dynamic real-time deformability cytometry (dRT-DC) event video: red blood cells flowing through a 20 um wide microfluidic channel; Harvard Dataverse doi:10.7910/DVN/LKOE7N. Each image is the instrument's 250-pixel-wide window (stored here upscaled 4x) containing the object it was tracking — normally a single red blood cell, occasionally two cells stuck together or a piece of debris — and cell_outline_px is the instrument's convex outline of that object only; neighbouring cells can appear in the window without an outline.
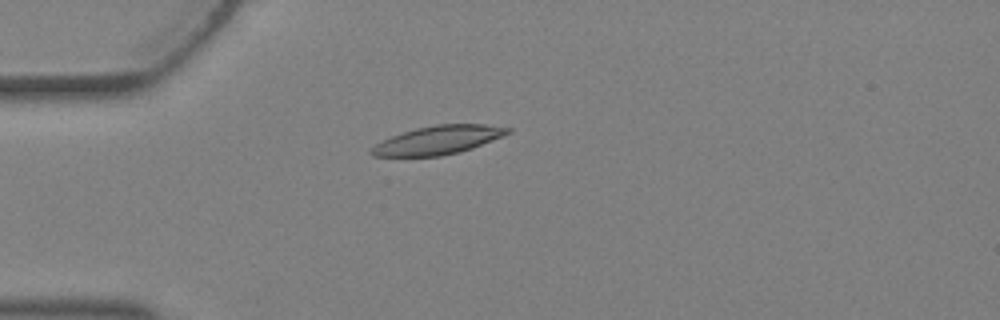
{"species": "Egyptian fruit bat (a non-hibernating species)", "species_latin": "Rousettus aegyptiacus", "temperature_condition": "warm", "stored_images_in_passage": 2, "camera_frame_rate_fps": 3000, "um_per_image_px": 0.085, "animal": {"sex": "female"}, "frame": {"image": 1, "passage_image": 2, "time_ms": 0.333, "image_size_px": [1000, 320], "cell_outline_px": [[512, 132], [504, 136], [472, 148], [460, 152], [440, 156], [372, 156], [368, 152], [376, 144], [392, 136], [416, 128], [436, 124], [484, 124], [512, 128]], "centroid_in_image_um": [37.28, 11.9], "position_along_channel_um": 47.7, "area_um2": 22.6}}